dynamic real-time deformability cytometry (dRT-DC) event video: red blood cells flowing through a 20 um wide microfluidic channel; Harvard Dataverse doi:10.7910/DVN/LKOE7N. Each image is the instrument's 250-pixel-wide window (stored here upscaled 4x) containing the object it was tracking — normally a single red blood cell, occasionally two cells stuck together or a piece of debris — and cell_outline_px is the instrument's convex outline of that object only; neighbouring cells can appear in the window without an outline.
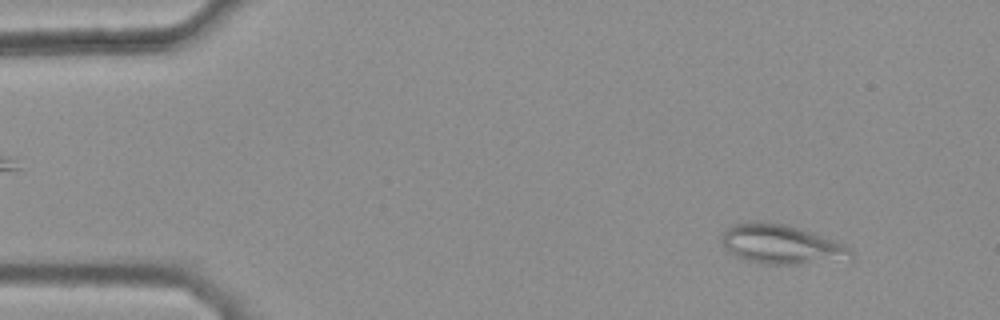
{"species": "common noctule bat (a hibernating species)", "species_latin": "Nyctalus noctula", "temperature_condition": "warm", "stored_images_in_passage": 14, "camera_frame_rate_fps": 3000, "um_per_image_px": 0.085, "animal": {"sex": "female", "body_mass_g": 25.1}, "frame": {"image": 1, "passage_image": 5, "time_ms": 1.333, "image_size_px": [1000, 320], "cell_outline_px": [[852, 260], [796, 264], [760, 264], [736, 256], [728, 252], [724, 248], [720, 240], [724, 228], [736, 224], [752, 220], [760, 220], [788, 224], [812, 232], [844, 244], [852, 248]], "centroid_in_image_um": [66.4, 20.76], "position_along_channel_um": 18.6, "area_um2": 30.29}}